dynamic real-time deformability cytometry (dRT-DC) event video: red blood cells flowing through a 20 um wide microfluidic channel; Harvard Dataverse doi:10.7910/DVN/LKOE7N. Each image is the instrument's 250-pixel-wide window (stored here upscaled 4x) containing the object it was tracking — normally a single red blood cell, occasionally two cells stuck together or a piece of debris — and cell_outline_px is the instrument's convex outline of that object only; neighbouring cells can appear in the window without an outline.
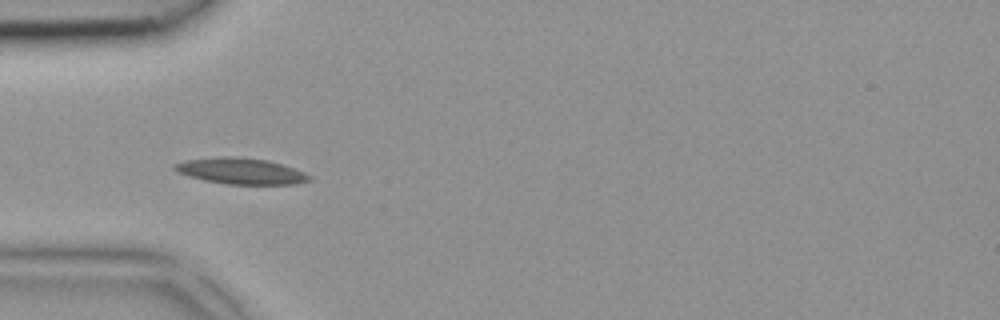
{"species": "common noctule bat (a hibernating species)", "species_latin": "Nyctalus noctula", "temperature_condition": "room temperature", "stored_images_in_passage": 5, "camera_frame_rate_fps": 3000, "um_per_image_px": 0.085, "animal": {"sex": "female", "body_mass_g": 18.4}, "frame": {"image": 1, "passage_image": 4, "time_ms": 1.0, "image_size_px": [1000, 320], "cell_outline_px": [[312, 180], [296, 184], [228, 184], [204, 180], [188, 176], [176, 172], [172, 168], [172, 164], [184, 160], [216, 156], [236, 156], [268, 160], [304, 172], [312, 176]], "centroid_in_image_um": [20.42, 14.53], "position_along_channel_um": 64.6, "area_um2": 20.69}}